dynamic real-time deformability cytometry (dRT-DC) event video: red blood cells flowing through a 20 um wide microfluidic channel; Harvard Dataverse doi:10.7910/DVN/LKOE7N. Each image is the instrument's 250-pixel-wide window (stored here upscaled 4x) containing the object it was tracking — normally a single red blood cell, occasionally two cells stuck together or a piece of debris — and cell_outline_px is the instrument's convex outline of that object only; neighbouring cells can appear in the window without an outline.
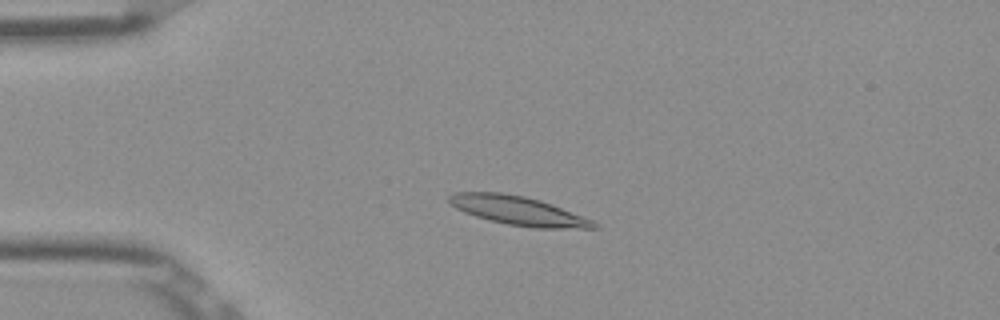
{"species": "Egyptian fruit bat (a non-hibernating species)", "species_latin": "Rousettus aegyptiacus", "temperature_condition": "room temperature", "stored_images_in_passage": 53, "camera_frame_rate_fps": 3000, "um_per_image_px": 0.085, "frame": {"image": 1, "passage_image": 13, "time_ms": 4.0, "image_size_px": [1000, 320], "cell_outline_px": [[600, 228], [532, 228], [508, 224], [476, 216], [464, 212], [456, 208], [448, 200], [448, 196], [456, 192], [500, 192], [524, 196], [540, 200], [552, 204], [592, 220], [600, 224]], "centroid_in_image_um": [44.07, 17.91], "position_along_channel_um": 40.9, "area_um2": 24.16}}
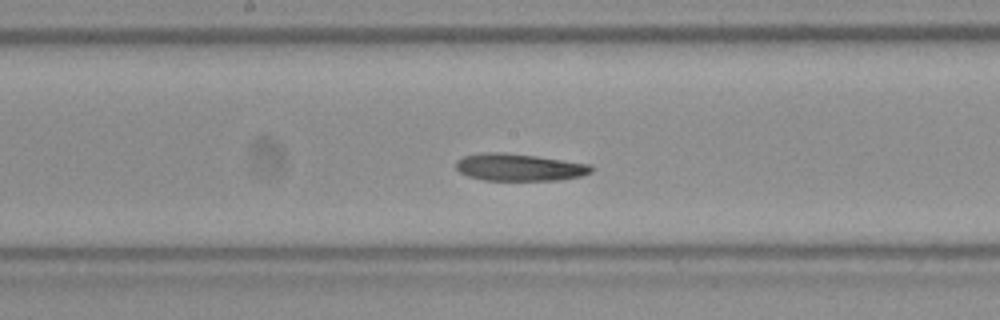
{"frame": {"image": 2, "passage_image": 28, "time_ms": 9.0, "image_size_px": [1000, 320], "cell_outline_px": [[596, 168], [592, 172], [580, 176], [560, 180], [484, 180], [468, 176], [460, 172], [456, 168], [456, 160], [464, 156], [480, 152], [504, 152], [536, 156], [592, 164]], "centroid_in_image_um": [44.16, 14.21], "position_along_channel_um": 204.0, "area_um2": 21.68}}
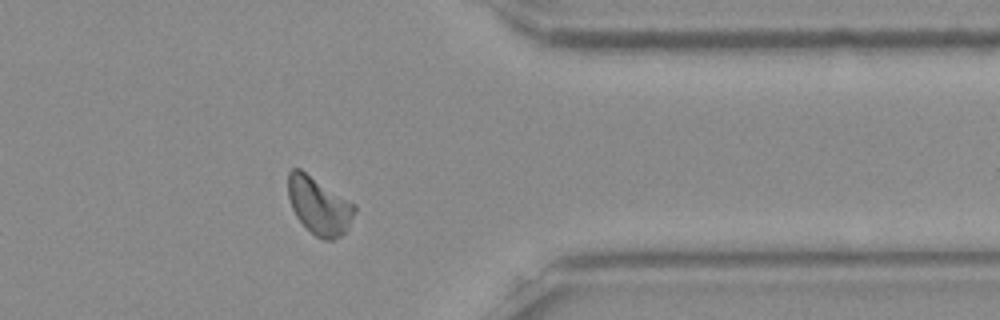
{"frame": {"image": 3, "passage_image": 43, "time_ms": 14.0, "image_size_px": [1000, 320], "cell_outline_px": [[356, 212], [344, 232], [340, 236], [332, 240], [324, 240], [316, 236], [296, 216], [292, 208], [288, 196], [288, 172], [292, 168], [300, 168], [356, 204]], "centroid_in_image_um": [27.12, 17.45], "position_along_channel_um": 384.3, "area_um2": 22.14}, "authors_computed_cell_mechanics": {"area_um2": 22.1952, "velocity_mm_per_s": 3.8508, "shape_relaxation_time_tau1_ms": 7.3794, "shape_relaxation_time_tau2_ms": null, "deformation_change_tau1": 0.1653, "deformation_change_tau2": null}}